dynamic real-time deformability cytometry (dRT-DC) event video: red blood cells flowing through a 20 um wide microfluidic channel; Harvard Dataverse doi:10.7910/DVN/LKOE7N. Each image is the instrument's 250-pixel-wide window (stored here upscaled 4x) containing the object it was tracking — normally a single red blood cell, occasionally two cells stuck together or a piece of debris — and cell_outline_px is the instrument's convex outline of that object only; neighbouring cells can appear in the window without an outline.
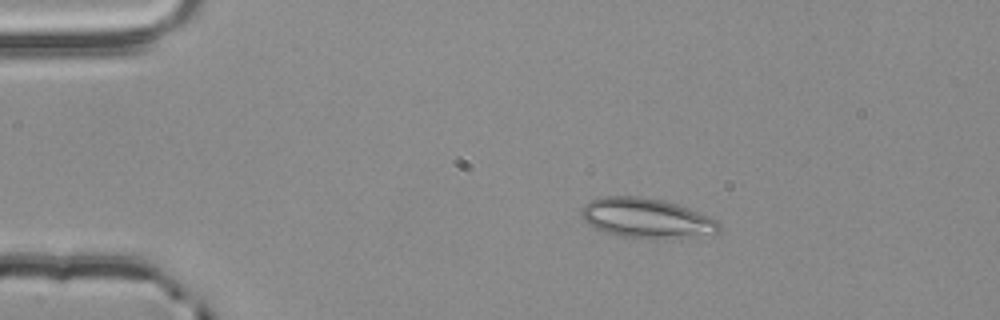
{"species": "common noctule bat (a hibernating species)", "species_latin": "Nyctalus noctula", "temperature_condition": "room temperature", "stored_images_in_passage": 3, "camera_frame_rate_fps": 3000, "um_per_image_px": 0.085, "animal": {"sex": "male", "body_mass_g": 20.4}, "frame": {"image": 1, "passage_image": 2, "time_ms": 0.333, "image_size_px": [1000, 320], "cell_outline_px": [[720, 232], [668, 236], [620, 236], [604, 232], [588, 224], [580, 216], [580, 212], [584, 204], [588, 200], [604, 196], [640, 196], [664, 200], [688, 208], [708, 216], [716, 220], [720, 224]], "centroid_in_image_um": [54.83, 18.47], "position_along_channel_um": 30.2, "area_um2": 30.81}}